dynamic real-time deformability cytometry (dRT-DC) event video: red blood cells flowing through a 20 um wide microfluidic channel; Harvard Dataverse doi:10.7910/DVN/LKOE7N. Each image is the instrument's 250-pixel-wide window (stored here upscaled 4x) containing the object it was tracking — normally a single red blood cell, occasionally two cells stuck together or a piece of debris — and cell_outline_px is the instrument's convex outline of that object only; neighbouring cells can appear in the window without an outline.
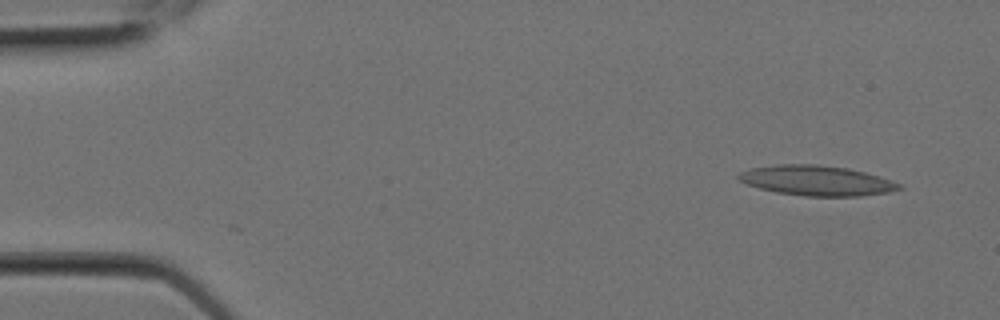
{"species": "Egyptian fruit bat (a non-hibernating species)", "species_latin": "Rousettus aegyptiacus", "temperature_condition": "room temperature", "stored_images_in_passage": 5, "camera_frame_rate_fps": 3000, "um_per_image_px": 0.085, "animal": {"sex": "female"}, "frame": {"image": 1, "passage_image": 1, "time_ms": 0.0, "image_size_px": [1000, 320], "cell_outline_px": [[904, 188], [888, 192], [860, 196], [804, 196], [776, 192], [760, 188], [736, 180], [736, 176], [740, 172], [752, 168], [776, 164], [816, 164], [848, 168], [880, 176], [904, 184]], "centroid_in_image_um": [69.44, 15.34], "position_along_channel_um": 15.6, "area_um2": 28.32}}
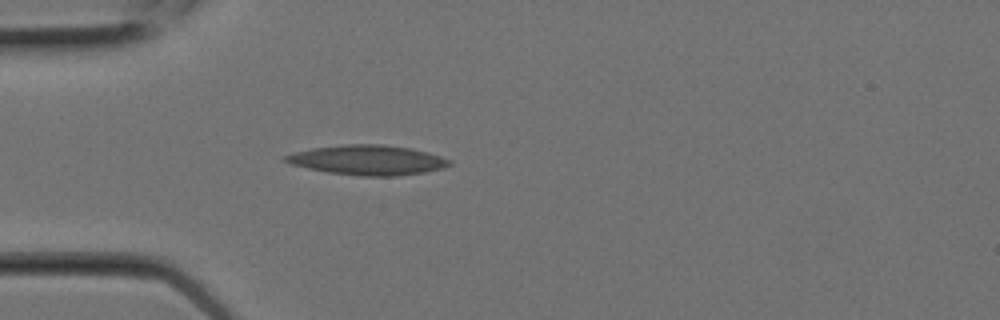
{"frame": {"image": 2, "passage_image": 5, "time_ms": 1.333, "image_size_px": [1000, 320], "cell_outline_px": [[452, 164], [444, 168], [424, 172], [396, 176], [360, 176], [328, 172], [308, 168], [292, 164], [280, 160], [284, 156], [296, 152], [312, 148], [344, 144], [384, 144], [412, 148], [428, 152], [452, 160]], "centroid_in_image_um": [31.28, 13.6], "position_along_channel_um": 53.7, "area_um2": 28.61}}